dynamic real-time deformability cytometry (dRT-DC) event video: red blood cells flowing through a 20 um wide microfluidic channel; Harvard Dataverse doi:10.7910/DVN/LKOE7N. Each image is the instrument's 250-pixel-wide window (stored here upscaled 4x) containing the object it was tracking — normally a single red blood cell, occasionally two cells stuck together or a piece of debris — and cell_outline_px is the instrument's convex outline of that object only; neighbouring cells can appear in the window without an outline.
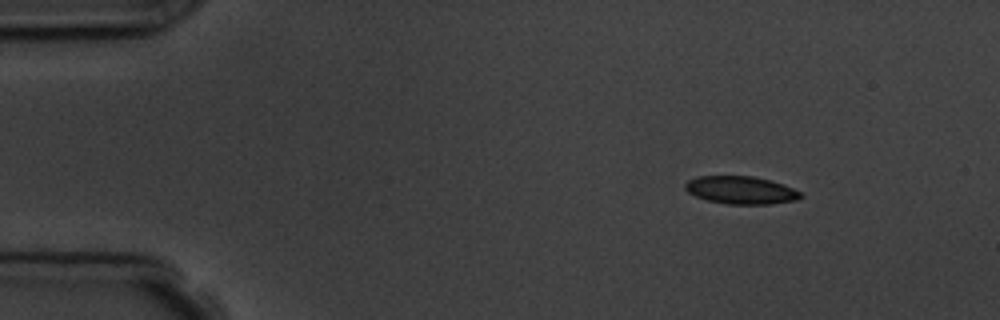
{"species": "common noctule bat (a hibernating species)", "species_latin": "Nyctalus noctula", "temperature_condition": "room temperature", "stored_images_in_passage": 9, "camera_frame_rate_fps": 3000, "um_per_image_px": 0.085, "animal": {"sex": "male", "body_mass_g": 19.5, "forearm_length_mm": 54.6}, "frame": {"image": 1, "passage_image": 1, "time_ms": 0.0, "image_size_px": [1000, 320], "cell_outline_px": [[804, 196], [796, 200], [768, 204], [728, 204], [708, 200], [696, 196], [688, 192], [684, 188], [684, 184], [688, 180], [696, 176], [752, 176], [772, 180], [784, 184], [800, 192]], "centroid_in_image_um": [62.97, 16.15], "position_along_channel_um": 22.0, "area_um2": 18.73}}
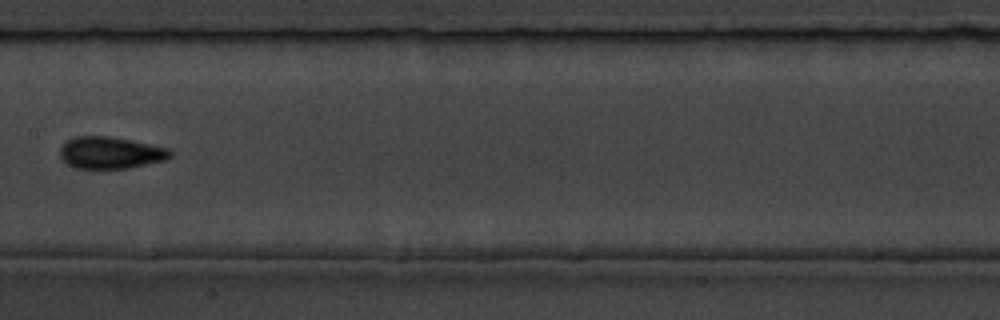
{"frame": {"image": 2, "passage_image": 7, "time_ms": 7.0, "image_size_px": [1000, 320], "cell_outline_px": [[172, 156], [164, 160], [128, 168], [76, 168], [68, 164], [60, 156], [60, 148], [72, 136], [108, 136], [168, 148], [172, 152]], "centroid_in_image_um": [9.37, 12.98], "position_along_channel_um": 198.0, "area_um2": 20.17}}
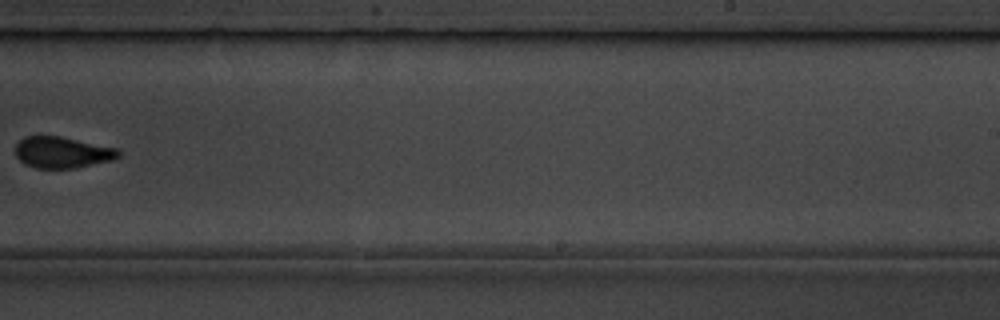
{"frame": {"image": 3, "passage_image": 9, "time_ms": 9.333, "image_size_px": [1000, 320], "cell_outline_px": [[120, 156], [112, 160], [76, 168], [36, 168], [24, 164], [16, 156], [16, 144], [24, 136], [60, 136], [116, 148], [120, 152]], "centroid_in_image_um": [5.27, 12.95], "position_along_channel_um": 283.7, "area_um2": 18.73}}